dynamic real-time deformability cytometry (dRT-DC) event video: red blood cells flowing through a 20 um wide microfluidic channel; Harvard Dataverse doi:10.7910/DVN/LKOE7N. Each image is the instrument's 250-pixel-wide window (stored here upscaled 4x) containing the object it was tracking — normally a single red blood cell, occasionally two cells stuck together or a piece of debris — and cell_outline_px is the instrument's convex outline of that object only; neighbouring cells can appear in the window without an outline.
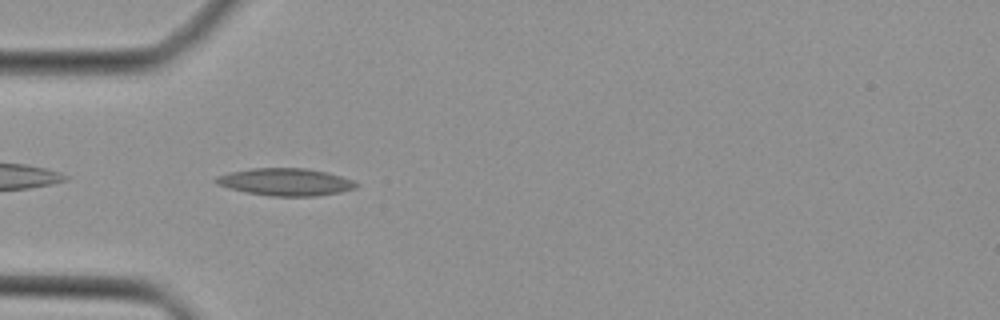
{"species": "Egyptian fruit bat (a non-hibernating species)", "species_latin": "Rousettus aegyptiacus", "temperature_condition": "cold", "stored_images_in_passage": 23, "camera_frame_rate_fps": 3000, "um_per_image_px": 0.085, "animal": {"sex": "female"}, "frame": {"image": 1, "passage_image": 1, "time_ms": 0.0, "image_size_px": [1000, 320], "cell_outline_px": [[360, 184], [356, 188], [340, 192], [316, 196], [272, 196], [244, 192], [228, 188], [216, 184], [212, 180], [216, 176], [232, 172], [252, 168], [304, 168], [324, 172], [340, 176], [352, 180]], "centroid_in_image_um": [24.24, 15.47], "position_along_channel_um": 60.8, "area_um2": 22.31}}
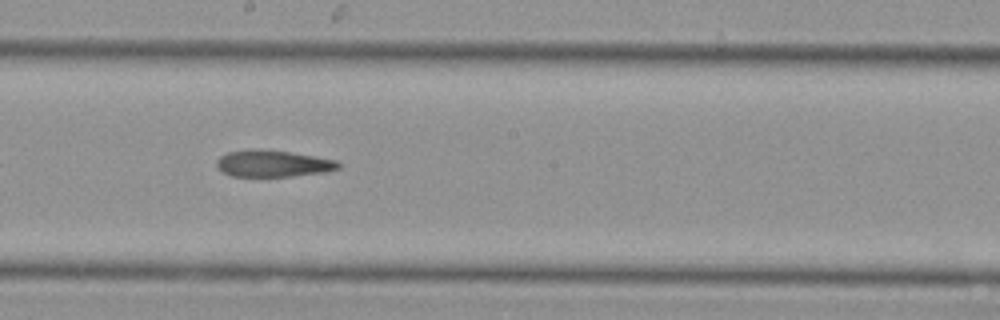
{"frame": {"image": 2, "passage_image": 12, "time_ms": 3.667, "image_size_px": [1000, 320], "cell_outline_px": [[340, 168], [324, 172], [292, 176], [232, 176], [224, 172], [216, 164], [216, 160], [220, 156], [228, 152], [252, 148], [288, 152], [336, 160], [340, 164]], "centroid_in_image_um": [23.18, 13.9], "position_along_channel_um": 225.0, "area_um2": 18.67}}
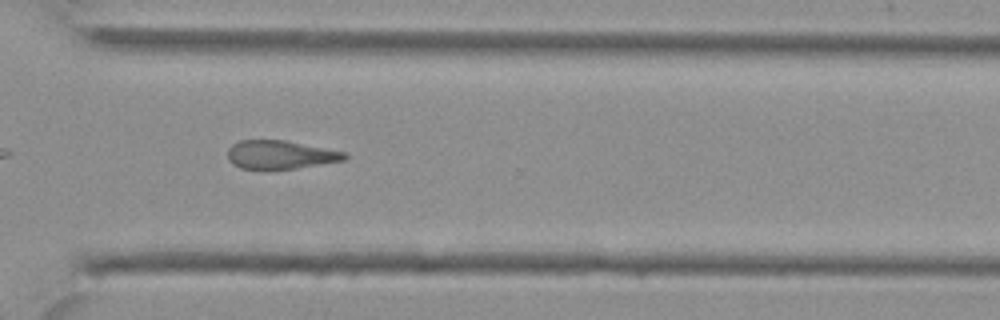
{"frame": {"image": 3, "passage_image": 20, "time_ms": 6.333, "image_size_px": [1000, 320], "cell_outline_px": [[348, 156], [344, 160], [296, 168], [240, 168], [232, 164], [228, 160], [228, 148], [232, 144], [240, 140], [284, 140], [344, 152]], "centroid_in_image_um": [23.78, 13.14], "position_along_channel_um": 346.8, "area_um2": 19.02}}